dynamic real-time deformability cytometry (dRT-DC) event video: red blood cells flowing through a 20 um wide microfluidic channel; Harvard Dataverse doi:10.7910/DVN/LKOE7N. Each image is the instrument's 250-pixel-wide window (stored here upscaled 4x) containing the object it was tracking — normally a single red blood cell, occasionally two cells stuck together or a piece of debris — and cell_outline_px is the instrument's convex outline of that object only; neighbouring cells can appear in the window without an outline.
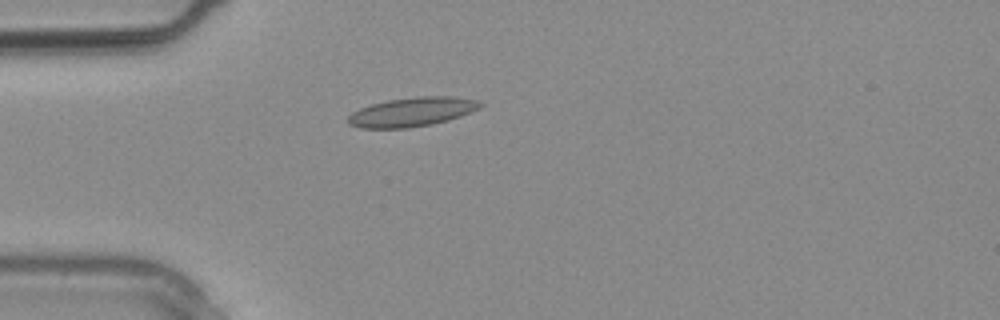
{"species": "common noctule bat (a hibernating species)", "species_latin": "Nyctalus noctula", "temperature_condition": "warm", "stored_images_in_passage": 1, "camera_frame_rate_fps": 3000, "um_per_image_px": 0.085, "animal": {"sex": "male", "body_mass_g": 20.4}, "frame": {"image": 1, "passage_image": 1, "time_ms": 0.0, "image_size_px": [1000, 320], "cell_outline_px": [[484, 104], [480, 108], [460, 116], [448, 120], [432, 124], [408, 128], [360, 128], [348, 124], [348, 116], [352, 112], [360, 108], [372, 104], [388, 100], [420, 96], [456, 96], [480, 100]], "centroid_in_image_um": [35.05, 9.51], "position_along_channel_um": 49.9, "area_um2": 22.54}}